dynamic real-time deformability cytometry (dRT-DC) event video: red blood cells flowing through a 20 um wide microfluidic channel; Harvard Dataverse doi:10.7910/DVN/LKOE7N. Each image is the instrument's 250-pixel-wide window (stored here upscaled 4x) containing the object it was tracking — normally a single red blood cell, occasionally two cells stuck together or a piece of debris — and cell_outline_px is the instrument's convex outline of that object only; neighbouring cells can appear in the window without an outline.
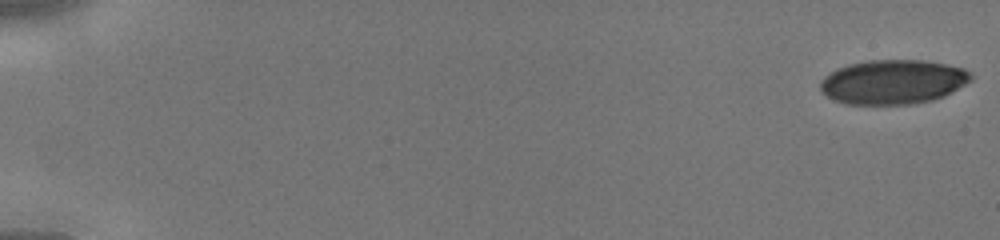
{"species": "human", "species_latin": "Homo sapiens", "temperature_condition": "cold", "stored_images_in_passage": 9, "camera_frame_rate_fps": 3000, "um_per_image_px": 0.085, "donor": {"sex": "male"}, "frame": {"image": 1, "passage_image": 1, "time_ms": 0.0, "image_size_px": [1000, 240], "cell_outline_px": [[972, 80], [944, 96], [932, 100], [912, 104], [844, 104], [832, 100], [820, 88], [820, 80], [824, 76], [836, 68], [848, 64], [868, 60], [924, 60], [964, 68], [972, 72]], "centroid_in_image_um": [75.89, 6.96], "position_along_channel_um": 9.1, "area_um2": 39.13}}